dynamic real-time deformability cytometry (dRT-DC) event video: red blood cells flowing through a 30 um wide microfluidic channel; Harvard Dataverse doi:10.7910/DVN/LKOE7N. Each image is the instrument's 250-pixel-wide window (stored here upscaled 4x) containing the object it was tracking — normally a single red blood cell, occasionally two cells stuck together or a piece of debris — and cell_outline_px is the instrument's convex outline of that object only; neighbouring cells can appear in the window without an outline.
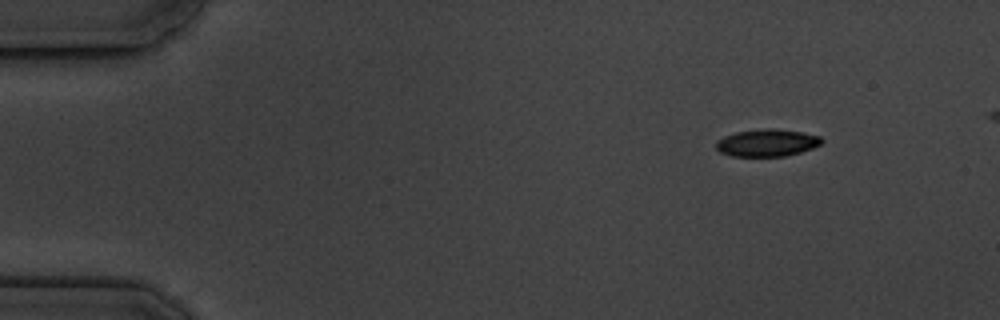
{"species": "common noctule bat (a hibernating species)", "species_latin": "Nyctalus noctula", "temperature_condition": "cold", "stored_images_in_passage": 5, "segment_of_instrument_passage": [2, 2], "camera_frame_rate_fps": 3000, "um_per_image_px": 0.085, "animal": {"sex": "male", "body_mass_g": 19.5, "forearm_length_mm": 54.6}, "frame": {"image": 1, "passage_image": 5, "time_ms": 6.333, "image_size_px": [1000, 320], "cell_outline_px": [[824, 140], [820, 144], [812, 148], [800, 152], [784, 156], [732, 156], [720, 152], [716, 148], [716, 140], [724, 136], [736, 132], [764, 128], [772, 128], [800, 132], [820, 136]], "centroid_in_image_um": [65.17, 12.13], "position_along_channel_um": 19.8, "area_um2": 16.7}}